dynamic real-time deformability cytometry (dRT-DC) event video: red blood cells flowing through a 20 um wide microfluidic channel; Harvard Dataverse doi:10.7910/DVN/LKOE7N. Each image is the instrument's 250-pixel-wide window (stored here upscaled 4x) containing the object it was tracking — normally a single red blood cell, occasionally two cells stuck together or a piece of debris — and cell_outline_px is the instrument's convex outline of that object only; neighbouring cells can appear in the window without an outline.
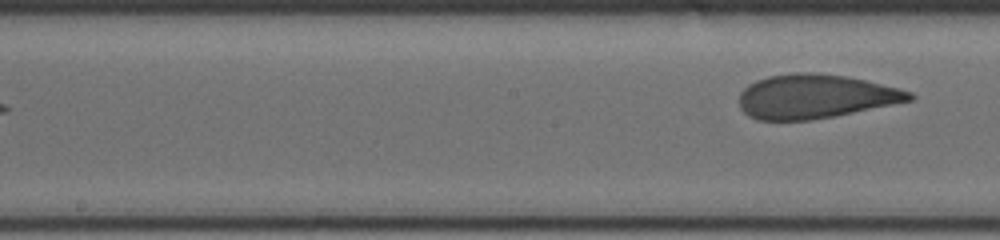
{"species": "human", "species_latin": "Homo sapiens", "temperature_condition": "cold", "stored_images_in_passage": 8, "segment_of_instrument_passage": [2, 2], "camera_frame_rate_fps": 3000, "um_per_image_px": 0.085, "donor": {"sex": "male"}, "frame": {"image": 1, "passage_image": 8, "time_ms": 6.333, "image_size_px": [1000, 240], "cell_outline_px": [[916, 96], [912, 100], [812, 120], [756, 120], [748, 116], [740, 108], [740, 92], [748, 84], [756, 80], [768, 76], [796, 72], [816, 72], [848, 76], [912, 92]], "centroid_in_image_um": [69.24, 8.19], "position_along_channel_um": 179.0, "area_um2": 43.52}}